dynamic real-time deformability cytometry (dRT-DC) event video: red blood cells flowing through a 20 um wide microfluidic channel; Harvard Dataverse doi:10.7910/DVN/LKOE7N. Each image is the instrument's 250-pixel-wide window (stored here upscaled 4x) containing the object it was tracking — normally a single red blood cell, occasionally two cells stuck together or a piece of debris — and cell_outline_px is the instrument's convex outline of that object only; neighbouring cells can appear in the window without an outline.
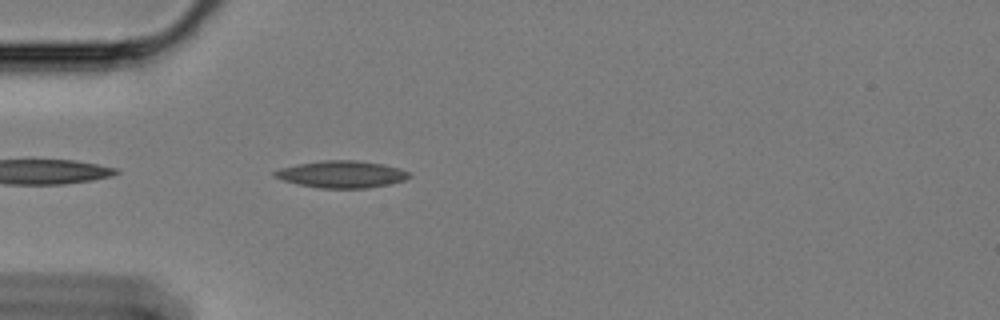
{"species": "Egyptian fruit bat (a non-hibernating species)", "species_latin": "Rousettus aegyptiacus", "temperature_condition": "cold", "stored_images_in_passage": 29, "camera_frame_rate_fps": 3000, "um_per_image_px": 0.085, "animal": {"sex": "female"}, "frame": {"image": 1, "passage_image": 3, "time_ms": 0.667, "image_size_px": [1000, 320], "cell_outline_px": [[412, 176], [404, 180], [388, 184], [368, 188], [320, 188], [300, 184], [284, 180], [272, 176], [272, 172], [280, 168], [296, 164], [320, 160], [356, 160], [384, 164], [400, 168], [408, 172]], "centroid_in_image_um": [29.03, 14.8], "position_along_channel_um": 56.0, "area_um2": 21.21}}
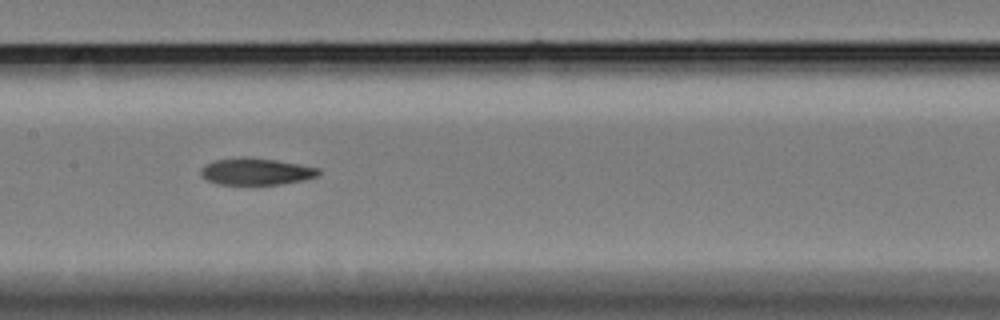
{"frame": {"image": 2, "passage_image": 15, "time_ms": 4.667, "image_size_px": [1000, 320], "cell_outline_px": [[320, 176], [304, 180], [280, 184], [216, 184], [200, 176], [200, 168], [204, 164], [216, 160], [244, 156], [276, 160], [300, 164], [320, 168]], "centroid_in_image_um": [21.77, 14.57], "position_along_channel_um": 185.6, "area_um2": 18.61}}
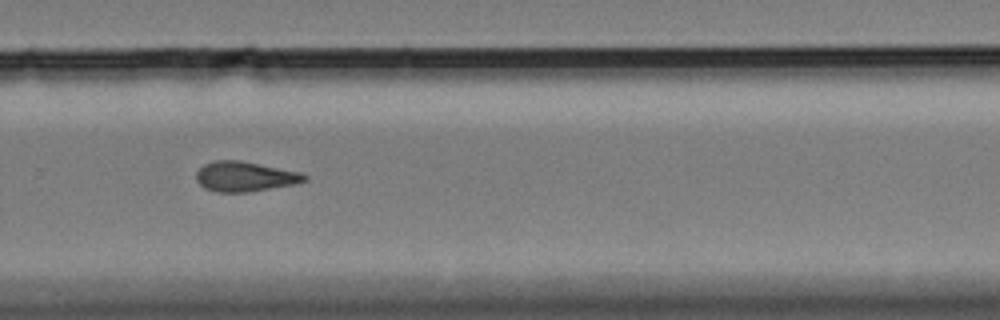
{"frame": {"image": 3, "passage_image": 26, "time_ms": 8.333, "image_size_px": [1000, 320], "cell_outline_px": [[308, 180], [296, 184], [248, 192], [216, 192], [204, 188], [196, 180], [196, 172], [204, 164], [216, 160], [240, 160], [300, 172], [308, 176]], "centroid_in_image_um": [20.82, 15.01], "position_along_channel_um": 309.0, "area_um2": 18.96}}